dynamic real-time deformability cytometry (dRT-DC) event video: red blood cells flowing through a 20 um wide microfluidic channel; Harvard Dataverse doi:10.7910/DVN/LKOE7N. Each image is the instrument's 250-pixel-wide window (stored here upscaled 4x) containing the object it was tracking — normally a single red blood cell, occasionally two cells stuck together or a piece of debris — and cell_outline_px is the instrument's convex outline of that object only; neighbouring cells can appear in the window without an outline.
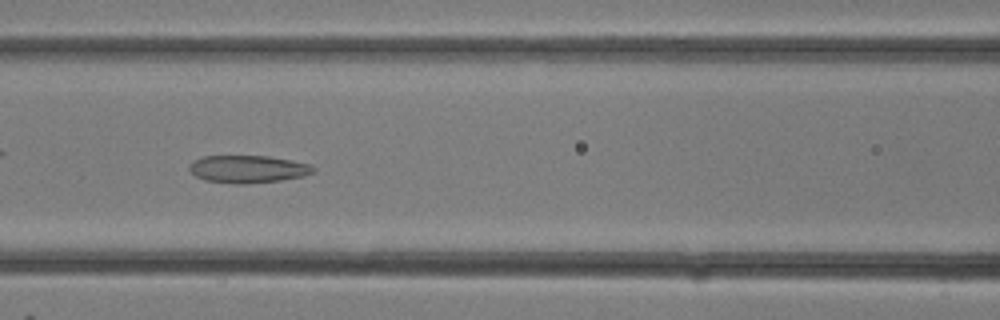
{"species": "common noctule bat (a hibernating species)", "species_latin": "Nyctalus noctula", "temperature_condition": "room temperature", "stored_images_in_passage": 33, "camera_frame_rate_fps": 3000, "um_per_image_px": 0.085, "animal": {"sex": "female"}, "frame": {"image": 1, "passage_image": 15, "time_ms": 4.667, "image_size_px": [1000, 320], "cell_outline_px": [[316, 172], [304, 176], [280, 180], [248, 184], [232, 184], [204, 180], [196, 176], [188, 168], [188, 164], [192, 160], [204, 156], [268, 156], [292, 160], [312, 164], [316, 168]], "centroid_in_image_um": [21.09, 14.37], "position_along_channel_um": 145.5, "area_um2": 20.23}}
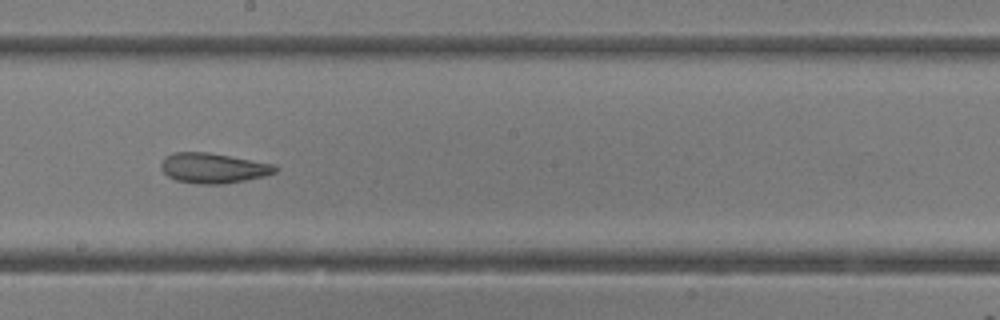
{"frame": {"image": 2, "passage_image": 19, "time_ms": 6.0, "image_size_px": [1000, 320], "cell_outline_px": [[280, 168], [276, 172], [264, 176], [224, 184], [196, 184], [176, 180], [168, 176], [160, 168], [160, 164], [164, 156], [172, 152], [208, 152], [272, 164]], "centroid_in_image_um": [18.08, 14.28], "position_along_channel_um": 230.1, "area_um2": 20.06}}